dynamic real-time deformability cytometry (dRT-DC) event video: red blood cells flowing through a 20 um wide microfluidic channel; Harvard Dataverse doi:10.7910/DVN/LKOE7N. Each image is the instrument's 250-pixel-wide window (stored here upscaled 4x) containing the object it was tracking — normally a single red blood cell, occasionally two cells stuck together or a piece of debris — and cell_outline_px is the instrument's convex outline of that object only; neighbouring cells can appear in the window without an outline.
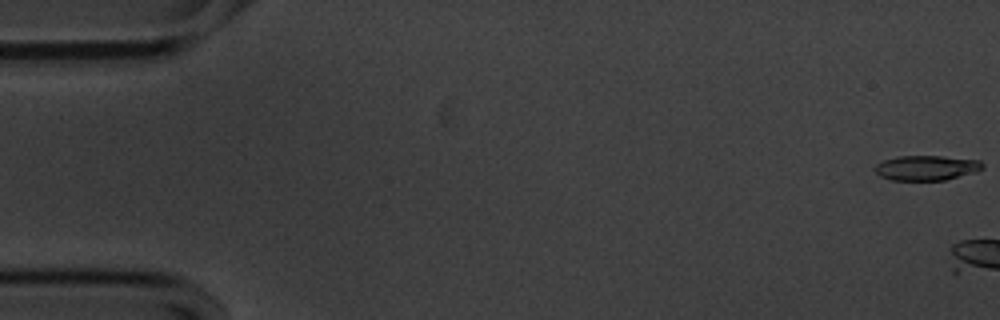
{"species": "common noctule bat (a hibernating species)", "species_latin": "Nyctalus noctula", "temperature_condition": "cold", "stored_images_in_passage": 5, "camera_frame_rate_fps": 3000, "um_per_image_px": 0.085, "animal": {"sex": "male", "body_mass_g": 20.1, "forearm_length_mm": 53.5}, "frame": {"image": 1, "passage_image": 1, "time_ms": 0.0, "image_size_px": [1000, 320], "cell_outline_px": [[984, 168], [976, 172], [944, 180], [892, 180], [880, 176], [872, 168], [876, 164], [884, 160], [900, 156], [944, 156], [980, 160], [984, 164]], "centroid_in_image_um": [78.76, 14.26], "position_along_channel_um": 6.2, "area_um2": 15.72}}